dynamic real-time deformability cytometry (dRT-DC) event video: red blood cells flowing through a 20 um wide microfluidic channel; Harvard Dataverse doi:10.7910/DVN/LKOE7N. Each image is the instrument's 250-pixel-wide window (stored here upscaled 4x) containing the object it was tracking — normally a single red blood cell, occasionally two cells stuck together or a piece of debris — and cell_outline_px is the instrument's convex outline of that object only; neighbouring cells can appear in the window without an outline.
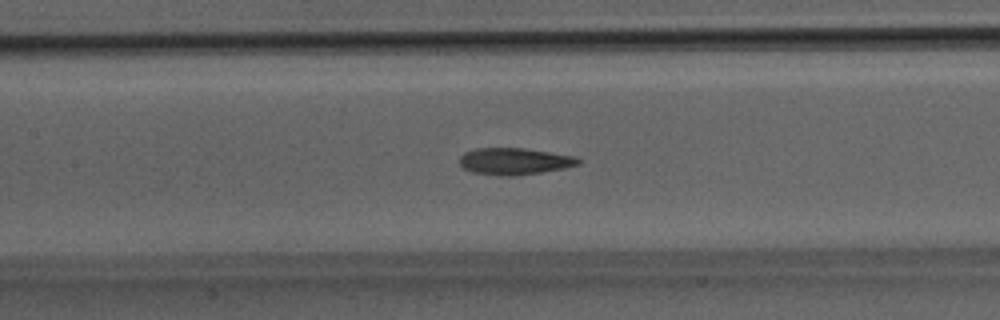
{"species": "Egyptian fruit bat (a non-hibernating species)", "species_latin": "Rousettus aegyptiacus", "temperature_condition": "room temperature", "stored_images_in_passage": 27, "camera_frame_rate_fps": 3000, "um_per_image_px": 0.085, "animal": {"sex": "male"}, "frame": {"image": 1, "passage_image": 8, "time_ms": 2.333, "image_size_px": [1000, 320], "cell_outline_px": [[580, 164], [564, 168], [516, 176], [500, 176], [472, 172], [464, 168], [460, 164], [460, 156], [464, 152], [476, 148], [524, 148], [576, 156], [580, 160]], "centroid_in_image_um": [43.72, 13.71], "position_along_channel_um": 163.7, "area_um2": 18.55}}
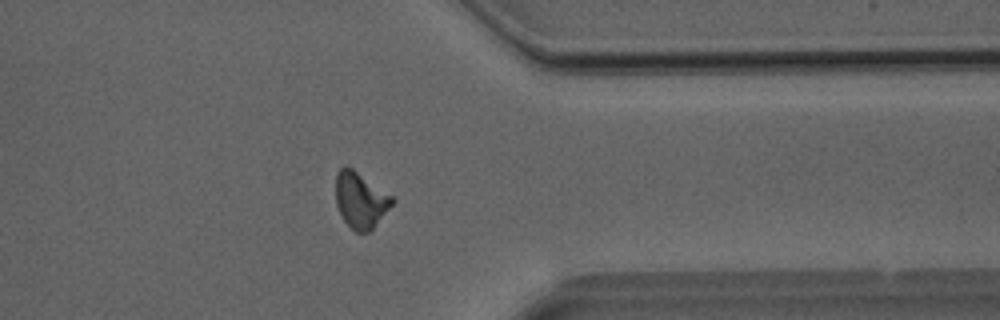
{"frame": {"image": 2, "passage_image": 20, "time_ms": 6.333, "image_size_px": [1000, 320], "cell_outline_px": [[396, 200], [372, 228], [368, 232], [356, 232], [344, 220], [336, 204], [336, 172], [344, 164], [352, 168], [392, 196]], "centroid_in_image_um": [30.62, 16.98], "position_along_channel_um": 380.8, "area_um2": 18.09}}
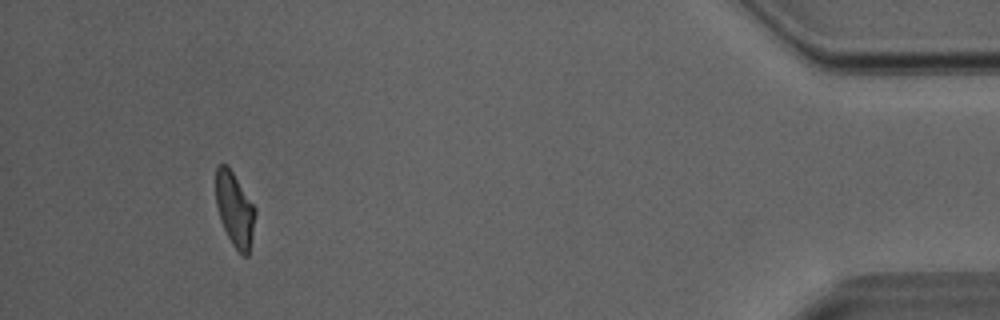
{"frame": {"image": 3, "passage_image": 25, "time_ms": 8.0, "image_size_px": [1000, 320], "cell_outline_px": [[256, 212], [252, 236], [248, 256], [244, 256], [232, 244], [220, 220], [216, 204], [216, 164], [224, 164], [232, 172], [256, 208]], "centroid_in_image_um": [19.95, 17.8], "position_along_channel_um": 415.3, "area_um2": 16.76}}